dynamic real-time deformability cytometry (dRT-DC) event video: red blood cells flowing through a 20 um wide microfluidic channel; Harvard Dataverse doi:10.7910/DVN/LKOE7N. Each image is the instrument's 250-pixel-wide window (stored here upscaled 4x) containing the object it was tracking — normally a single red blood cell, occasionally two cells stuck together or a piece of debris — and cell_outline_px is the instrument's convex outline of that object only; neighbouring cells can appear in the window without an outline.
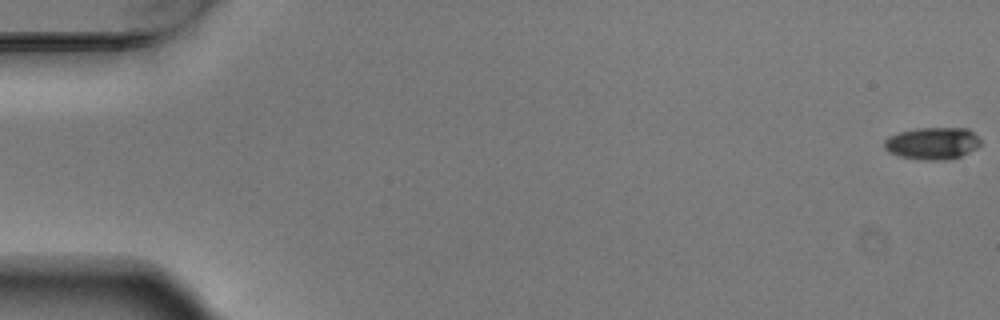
{"species": "Egyptian fruit bat (a non-hibernating species)", "species_latin": "Rousettus aegyptiacus", "temperature_condition": "warm", "stored_images_in_passage": 5, "camera_frame_rate_fps": 3000, "um_per_image_px": 0.085, "animal": {"sex": "male"}, "frame": {"image": 1, "passage_image": 1, "time_ms": 0.0, "image_size_px": [1000, 320], "cell_outline_px": [[980, 144], [976, 148], [952, 160], [924, 160], [900, 156], [888, 152], [884, 148], [884, 140], [888, 136], [900, 132], [916, 128], [968, 128], [980, 140]], "centroid_in_image_um": [79.23, 12.19], "position_along_channel_um": 5.8, "area_um2": 18.03}}
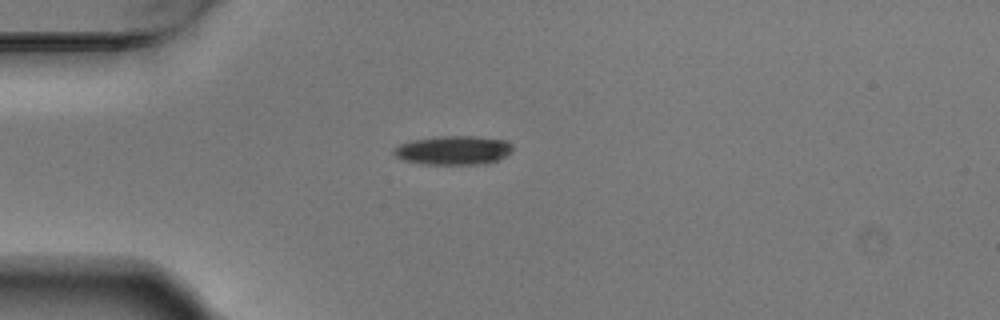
{"frame": {"image": 2, "passage_image": 5, "time_ms": 1.333, "image_size_px": [1000, 320], "cell_outline_px": [[512, 152], [496, 160], [484, 164], [424, 164], [404, 160], [396, 156], [392, 152], [392, 148], [400, 144], [412, 140], [440, 136], [476, 136], [508, 140], [512, 144]], "centroid_in_image_um": [38.54, 12.76], "position_along_channel_um": 46.5, "area_um2": 20.11}}